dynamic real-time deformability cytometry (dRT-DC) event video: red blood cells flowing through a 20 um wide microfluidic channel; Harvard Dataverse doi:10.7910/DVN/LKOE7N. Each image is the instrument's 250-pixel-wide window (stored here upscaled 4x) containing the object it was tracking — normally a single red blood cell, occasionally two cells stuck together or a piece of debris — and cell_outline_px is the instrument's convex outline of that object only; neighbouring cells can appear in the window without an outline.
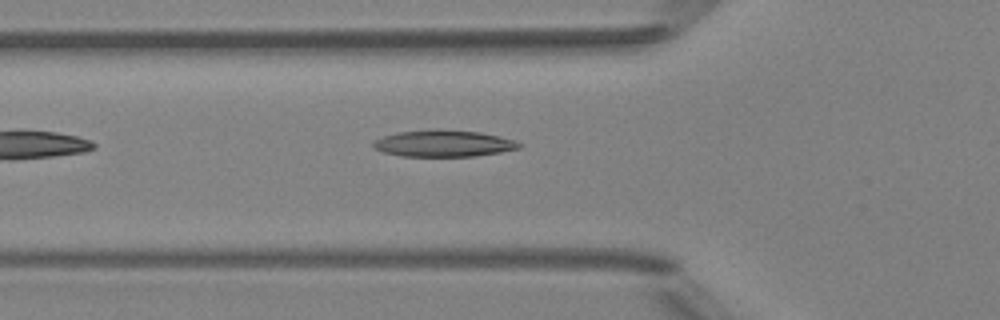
{"species": "Egyptian fruit bat (a non-hibernating species)", "species_latin": "Rousettus aegyptiacus", "temperature_condition": "room temperature", "stored_images_in_passage": 2, "camera_frame_rate_fps": 3000, "um_per_image_px": 0.085, "animal": {"sex": "female"}, "frame": {"image": 1, "passage_image": 2, "time_ms": 1.333, "image_size_px": [1000, 320], "cell_outline_px": [[524, 144], [520, 148], [500, 152], [476, 156], [400, 156], [384, 152], [376, 148], [372, 144], [372, 140], [384, 136], [400, 132], [480, 132], [516, 140]], "centroid_in_image_um": [37.76, 12.24], "position_along_channel_um": 88.0, "area_um2": 21.62}}